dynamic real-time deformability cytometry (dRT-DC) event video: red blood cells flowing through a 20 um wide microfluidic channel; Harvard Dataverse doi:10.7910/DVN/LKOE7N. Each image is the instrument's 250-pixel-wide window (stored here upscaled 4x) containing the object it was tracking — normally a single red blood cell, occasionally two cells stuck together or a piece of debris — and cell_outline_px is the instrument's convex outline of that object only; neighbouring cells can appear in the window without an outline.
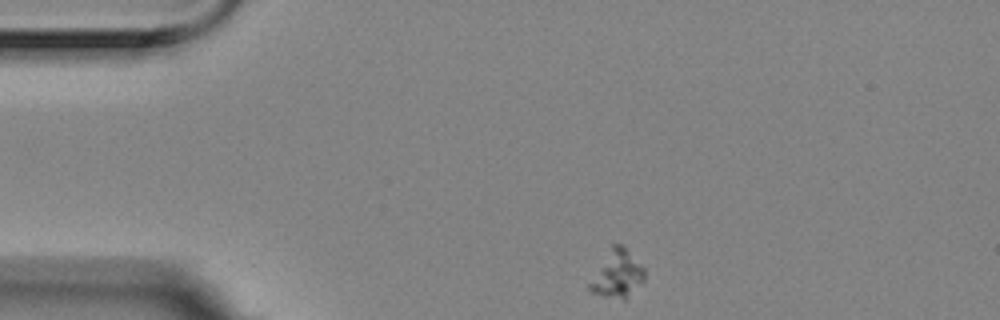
{"species": "Egyptian fruit bat (a non-hibernating species)", "species_latin": "Rousettus aegyptiacus", "temperature_condition": "room temperature", "stored_images_in_passage": 48, "camera_frame_rate_fps": 3000, "um_per_image_px": 0.085, "animal": {"sex": "female"}, "frame": {"image": 1, "passage_image": 1, "time_ms": 0.0, "image_size_px": [1000, 320], "cell_outline_px": [[644, 280], [624, 300], [604, 296], [592, 292], [588, 288], [588, 284], [612, 244], [620, 244], [644, 268]], "centroid_in_image_um": [52.45, 23.32], "position_along_channel_um": 32.5, "area_um2": 14.57}}
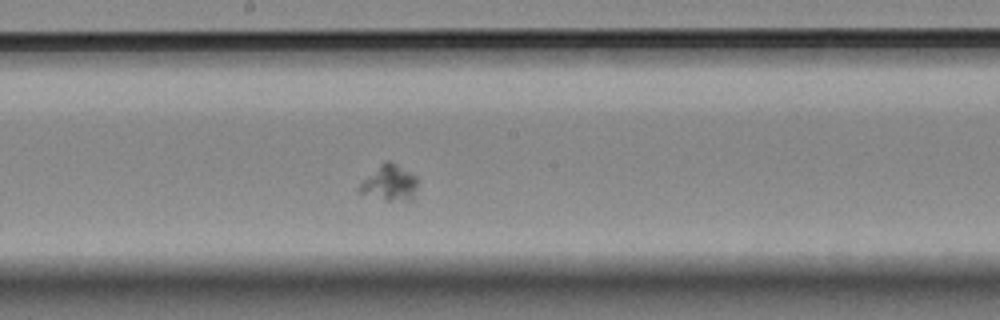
{"frame": {"image": 2, "passage_image": 21, "time_ms": 6.667, "image_size_px": [1000, 320], "cell_outline_px": [[420, 180], [412, 200], [384, 200], [360, 196], [356, 192], [360, 184], [384, 160], [388, 160], [396, 164], [416, 176]], "centroid_in_image_um": [33.09, 15.58], "position_along_channel_um": 215.1, "area_um2": 12.43}}
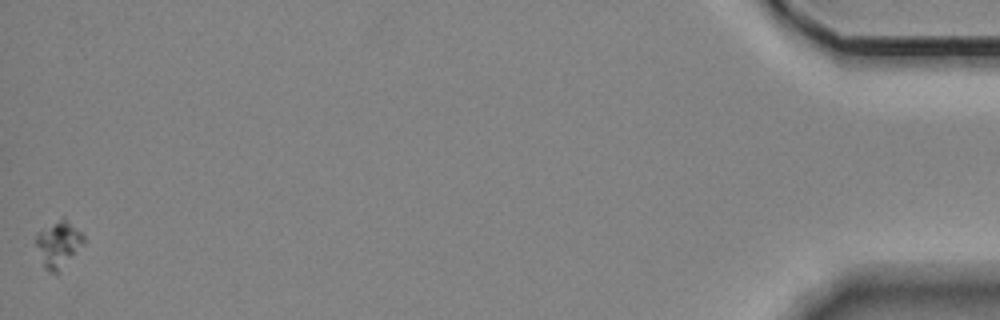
{"frame": {"image": 3, "passage_image": 48, "time_ms": 15.667, "image_size_px": [1000, 320], "cell_outline_px": [[84, 244], [56, 272], [48, 272], [44, 268], [36, 244], [36, 232], [64, 216], [84, 236]], "centroid_in_image_um": [4.95, 20.71], "position_along_channel_um": 430.3, "area_um2": 12.54}}